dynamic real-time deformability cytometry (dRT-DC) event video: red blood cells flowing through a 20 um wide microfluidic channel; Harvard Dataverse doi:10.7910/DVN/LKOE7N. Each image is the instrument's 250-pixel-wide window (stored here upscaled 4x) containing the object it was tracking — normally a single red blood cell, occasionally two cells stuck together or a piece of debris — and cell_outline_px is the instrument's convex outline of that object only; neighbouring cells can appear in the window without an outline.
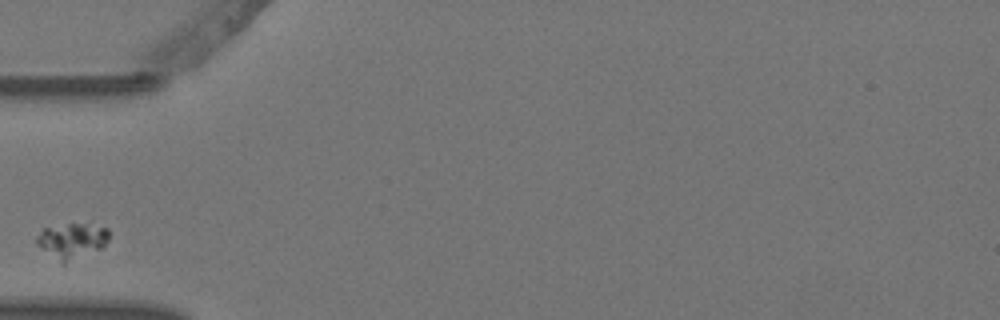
{"species": "Egyptian fruit bat (a non-hibernating species)", "species_latin": "Rousettus aegyptiacus", "temperature_condition": "warm", "stored_images_in_passage": 1, "camera_frame_rate_fps": 3000, "um_per_image_px": 0.085, "animal": {"sex": "female"}, "frame": {"image": 1, "passage_image": 1, "time_ms": 0.0, "image_size_px": [1000, 320], "cell_outline_px": [[108, 240], [100, 248], [64, 264], [60, 264], [36, 244], [36, 236], [44, 228], [68, 224], [80, 224], [108, 228]], "centroid_in_image_um": [6.06, 20.49], "position_along_channel_um": 78.9, "area_um2": 14.62}}